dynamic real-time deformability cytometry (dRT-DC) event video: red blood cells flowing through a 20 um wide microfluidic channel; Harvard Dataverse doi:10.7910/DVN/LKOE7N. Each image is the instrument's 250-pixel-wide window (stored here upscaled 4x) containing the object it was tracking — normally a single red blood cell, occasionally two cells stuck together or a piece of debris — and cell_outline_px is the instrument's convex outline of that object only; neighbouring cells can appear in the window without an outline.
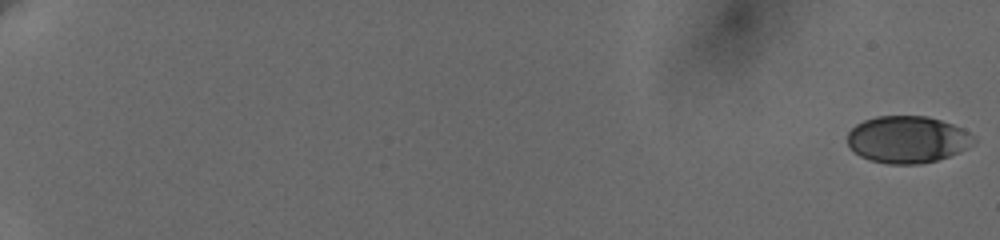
{"species": "human", "species_latin": "Homo sapiens", "temperature_condition": "cold", "stored_images_in_passage": 27, "camera_frame_rate_fps": 3000, "um_per_image_px": 0.085, "donor": {"sex": "female"}, "frame": {"image": 1, "passage_image": 1, "time_ms": 0.0, "image_size_px": [1000, 240], "cell_outline_px": [[976, 140], [968, 148], [948, 156], [936, 160], [920, 164], [888, 164], [868, 160], [860, 156], [848, 144], [848, 132], [856, 124], [864, 120], [876, 116], [928, 116], [964, 128]], "centroid_in_image_um": [77.13, 11.85], "position_along_channel_um": 7.9, "area_um2": 34.56}}
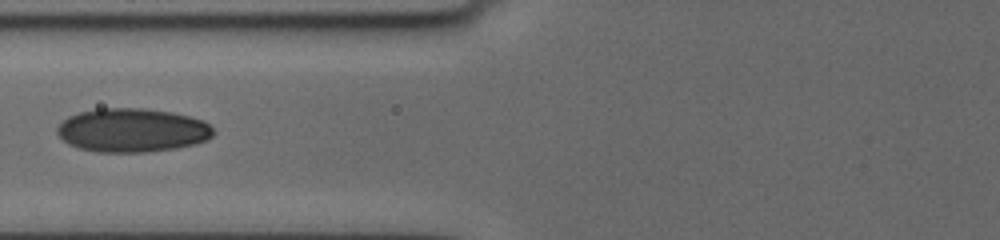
{"frame": {"image": 2, "passage_image": 20, "time_ms": 9.333, "image_size_px": [1000, 240], "cell_outline_px": [[216, 132], [212, 136], [204, 140], [192, 144], [176, 148], [144, 152], [96, 152], [80, 148], [68, 144], [56, 132], [56, 128], [68, 116], [80, 112], [96, 108], [144, 108], [172, 112], [204, 120]], "centroid_in_image_um": [11.22, 11.06], "position_along_channel_um": 114.6, "area_um2": 39.77}}
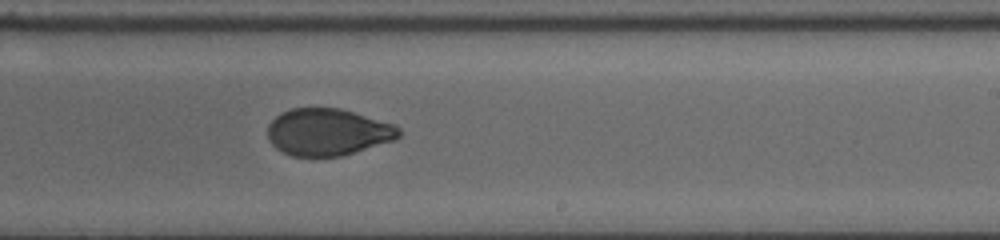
{"frame": {"image": 3, "passage_image": 27, "time_ms": 13.333, "image_size_px": [1000, 240], "cell_outline_px": [[400, 136], [392, 140], [340, 156], [292, 156], [276, 148], [268, 140], [268, 124], [280, 112], [292, 108], [340, 108], [392, 124], [400, 128]], "centroid_in_image_um": [27.8, 11.21], "position_along_channel_um": 261.2, "area_um2": 35.49}}